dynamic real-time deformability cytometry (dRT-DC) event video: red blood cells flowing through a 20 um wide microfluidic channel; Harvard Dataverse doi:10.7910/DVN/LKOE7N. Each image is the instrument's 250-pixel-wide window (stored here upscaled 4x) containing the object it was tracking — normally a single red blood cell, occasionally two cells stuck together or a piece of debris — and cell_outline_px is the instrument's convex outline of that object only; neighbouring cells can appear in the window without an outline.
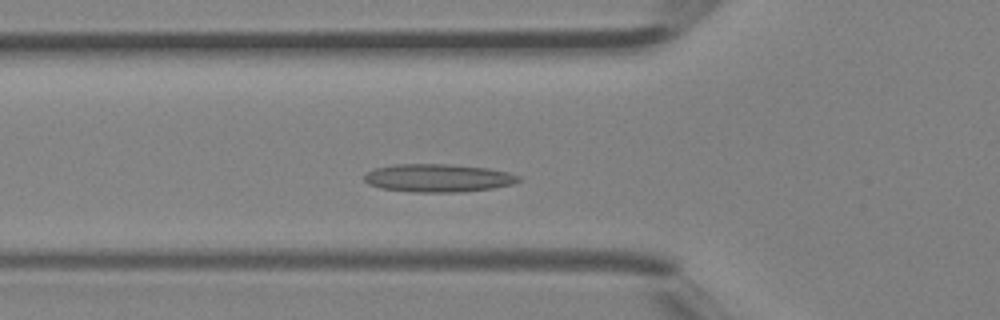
{"species": "Egyptian fruit bat (a non-hibernating species)", "species_latin": "Rousettus aegyptiacus", "temperature_condition": "room temperature", "stored_images_in_passage": 32, "camera_frame_rate_fps": 3000, "um_per_image_px": 0.085, "animal": {"sex": "female"}, "frame": {"image": 1, "passage_image": 6, "time_ms": 1.667, "image_size_px": [1000, 320], "cell_outline_px": [[524, 180], [512, 184], [492, 188], [460, 192], [416, 192], [380, 188], [368, 184], [364, 180], [364, 172], [376, 168], [392, 164], [448, 164], [488, 168], [508, 172], [520, 176]], "centroid_in_image_um": [37.23, 15.12], "position_along_channel_um": 88.6, "area_um2": 25.37}}
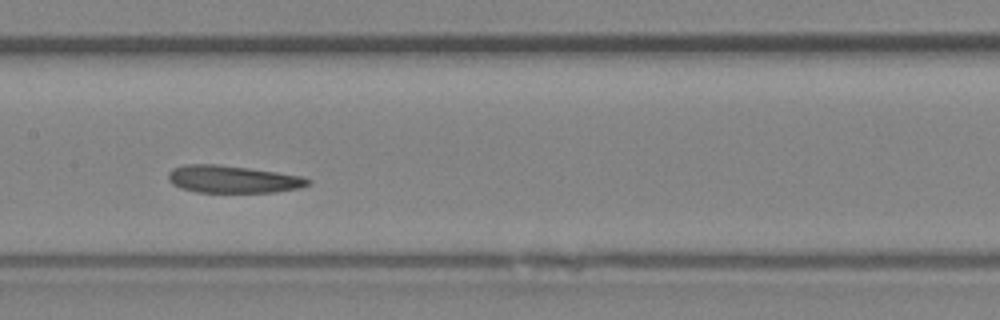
{"frame": {"image": 2, "passage_image": 12, "time_ms": 3.667, "image_size_px": [1000, 320], "cell_outline_px": [[312, 180], [308, 184], [300, 188], [276, 192], [196, 192], [180, 188], [172, 184], [168, 180], [168, 172], [172, 168], [184, 164], [220, 164], [276, 172], [300, 176]], "centroid_in_image_um": [19.73, 15.23], "position_along_channel_um": 187.7, "area_um2": 22.37}}
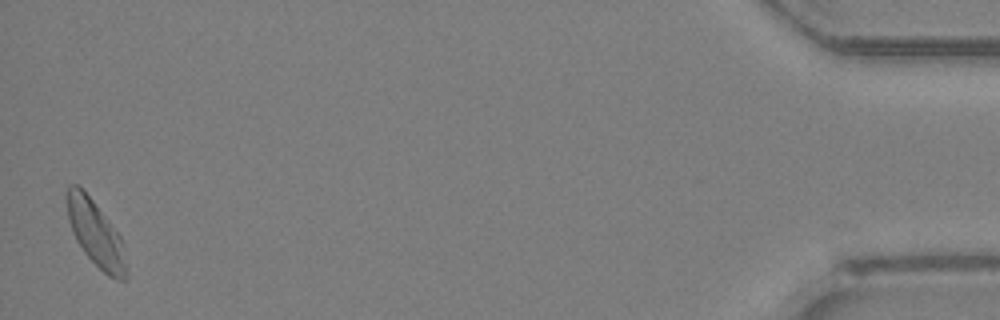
{"frame": {"image": 3, "passage_image": 32, "time_ms": 10.333, "image_size_px": [1000, 320], "cell_outline_px": [[128, 276], [124, 280], [116, 280], [108, 276], [84, 252], [76, 240], [72, 232], [68, 220], [64, 196], [64, 192], [68, 184], [76, 184], [92, 200], [120, 236], [124, 244], [128, 268]], "centroid_in_image_um": [8.12, 19.86], "position_along_channel_um": 427.1, "area_um2": 22.95}}